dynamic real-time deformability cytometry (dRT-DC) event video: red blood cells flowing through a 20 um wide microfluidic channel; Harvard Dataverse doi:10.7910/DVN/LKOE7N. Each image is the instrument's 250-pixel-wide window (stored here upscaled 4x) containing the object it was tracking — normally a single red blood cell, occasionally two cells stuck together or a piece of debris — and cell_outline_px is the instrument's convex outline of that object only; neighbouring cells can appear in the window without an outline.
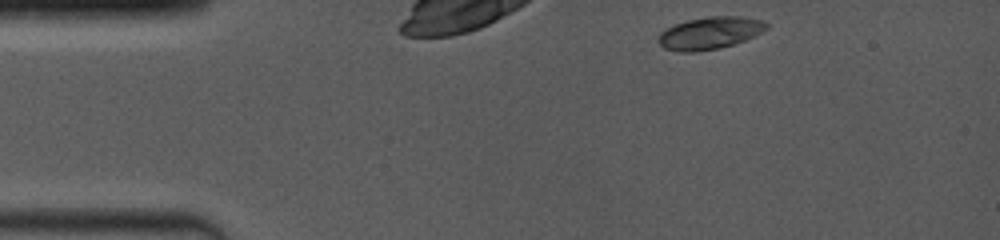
{"species": "common noctule bat (a hibernating species)", "species_latin": "Nyctalus noctula", "temperature_condition": "room temperature", "stored_images_in_passage": 18, "camera_frame_rate_fps": 4000, "um_per_image_px": 0.085, "animal": {"sex": "female", "body_mass_g": 19.0, "forearm_length_mm": 53.3}, "frame": {"image": 1, "passage_image": 1, "time_ms": 0.0, "image_size_px": [1000, 240], "cell_outline_px": [[768, 28], [756, 36], [720, 48], [696, 52], [680, 52], [664, 48], [656, 40], [656, 36], [664, 28], [688, 20], [708, 16], [744, 16], [764, 20], [768, 24]], "centroid_in_image_um": [60.33, 2.8], "position_along_channel_um": 24.7, "area_um2": 20.69}}
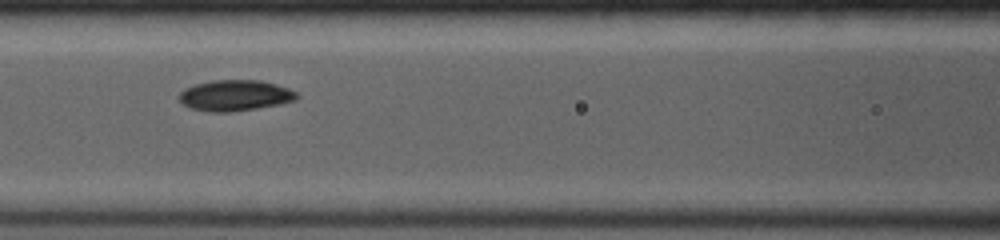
{"frame": {"image": 2, "passage_image": 12, "time_ms": 4.75, "image_size_px": [1000, 240], "cell_outline_px": [[300, 96], [296, 100], [280, 104], [232, 112], [212, 112], [188, 108], [176, 96], [184, 88], [192, 84], [212, 80], [260, 80], [276, 84], [288, 88], [296, 92]], "centroid_in_image_um": [19.95, 8.11], "position_along_channel_um": 146.7, "area_um2": 21.44}}
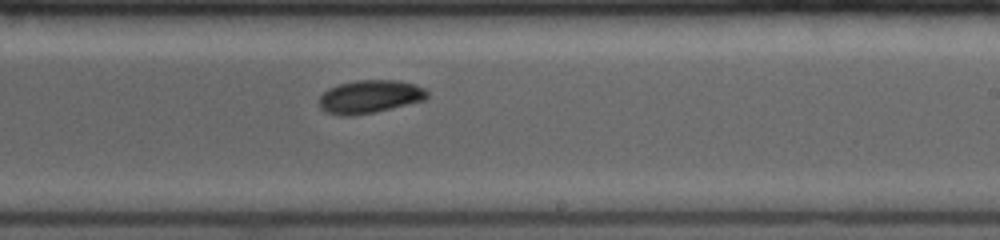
{"frame": {"image": 3, "passage_image": 18, "time_ms": 7.5, "image_size_px": [1000, 240], "cell_outline_px": [[428, 96], [424, 100], [376, 112], [348, 116], [340, 116], [328, 112], [320, 108], [320, 96], [328, 88], [340, 84], [356, 80], [396, 80], [416, 84], [424, 88], [428, 92]], "centroid_in_image_um": [31.44, 8.21], "position_along_channel_um": 257.6, "area_um2": 20.81}}